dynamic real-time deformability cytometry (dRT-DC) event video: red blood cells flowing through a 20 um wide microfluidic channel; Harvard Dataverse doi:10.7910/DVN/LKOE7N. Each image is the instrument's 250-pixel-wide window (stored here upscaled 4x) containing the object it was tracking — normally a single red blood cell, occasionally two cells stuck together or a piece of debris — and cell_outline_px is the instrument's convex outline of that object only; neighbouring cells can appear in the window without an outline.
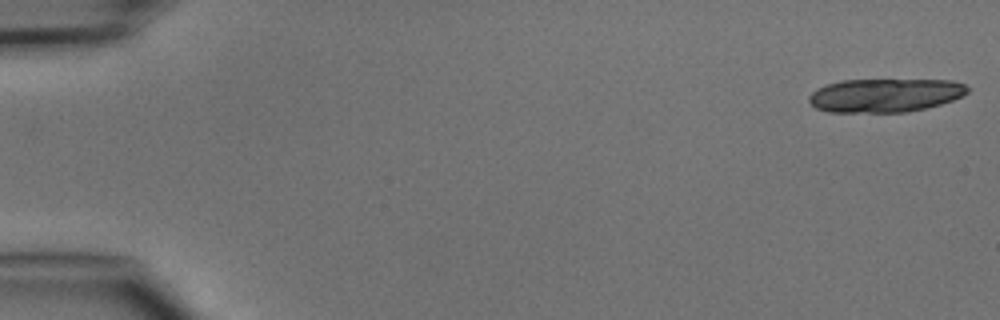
{"species": "common noctule bat (a hibernating species)", "species_latin": "Nyctalus noctula", "temperature_condition": "cold", "stored_images_in_passage": 6, "camera_frame_rate_fps": 3000, "um_per_image_px": 0.085, "animal": {"sex": "male", "body_mass_g": 15.6}, "frame": {"image": 1, "passage_image": 1, "time_ms": 0.0, "image_size_px": [1000, 320], "cell_outline_px": [[968, 92], [964, 96], [940, 104], [924, 108], [904, 112], [828, 112], [816, 108], [808, 100], [808, 96], [816, 88], [840, 80], [952, 80], [964, 84], [968, 88]], "centroid_in_image_um": [75.21, 8.09], "position_along_channel_um": 9.8, "area_um2": 31.04}}